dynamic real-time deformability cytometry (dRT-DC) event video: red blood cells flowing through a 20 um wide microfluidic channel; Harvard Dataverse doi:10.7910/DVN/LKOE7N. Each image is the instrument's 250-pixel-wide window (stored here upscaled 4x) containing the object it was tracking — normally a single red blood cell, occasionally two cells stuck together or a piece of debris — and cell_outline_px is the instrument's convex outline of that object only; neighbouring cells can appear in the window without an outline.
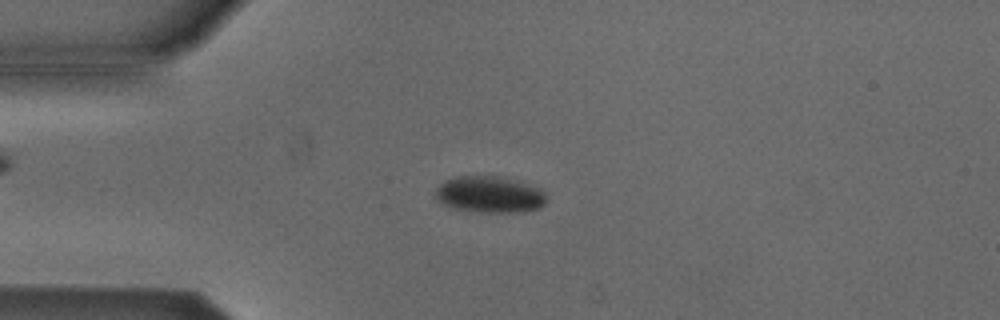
{"species": "Egyptian fruit bat (a non-hibernating species)", "species_latin": "Rousettus aegyptiacus", "temperature_condition": "cold", "stored_images_in_passage": 53, "camera_frame_rate_fps": 3000, "um_per_image_px": 0.085, "animal": {"sex": "male"}, "frame": {"image": 1, "passage_image": 13, "time_ms": 4.0, "image_size_px": [1000, 320], "cell_outline_px": [[548, 200], [540, 208], [524, 212], [468, 212], [452, 208], [444, 204], [436, 196], [436, 188], [444, 180], [456, 176], [500, 176], [540, 188], [544, 192]], "centroid_in_image_um": [41.63, 16.54], "position_along_channel_um": 43.4, "area_um2": 23.81}}
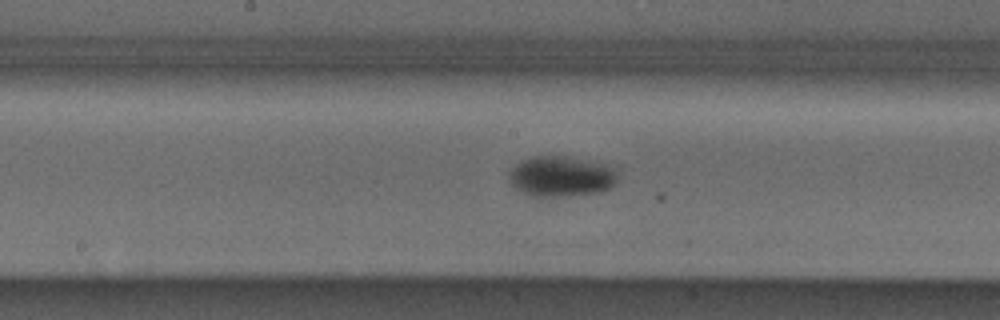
{"frame": {"image": 2, "passage_image": 27, "time_ms": 8.667, "image_size_px": [1000, 320], "cell_outline_px": [[616, 184], [600, 192], [564, 196], [532, 196], [516, 188], [512, 184], [512, 168], [516, 164], [532, 156], [564, 156], [604, 164], [616, 168]], "centroid_in_image_um": [47.75, 14.99], "position_along_channel_um": 200.5, "area_um2": 25.09}}
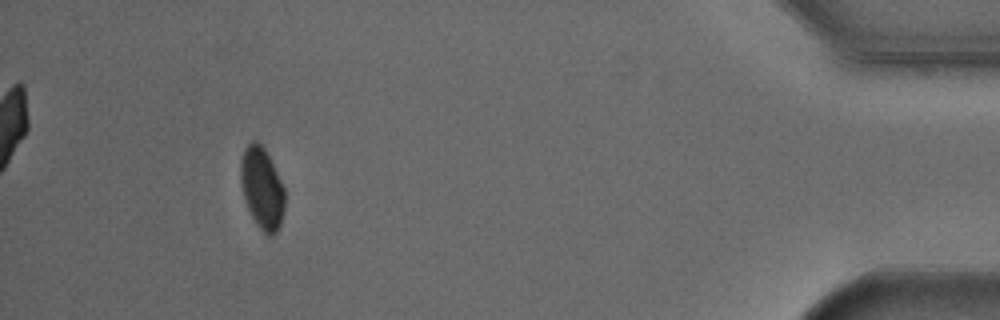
{"frame": {"image": 3, "passage_image": 49, "time_ms": 16.0, "image_size_px": [1000, 320], "cell_outline_px": [[284, 208], [280, 224], [276, 232], [272, 236], [268, 236], [256, 224], [244, 200], [240, 184], [240, 160], [244, 148], [252, 140], [256, 140], [264, 148], [284, 188]], "centroid_in_image_um": [22.23, 15.99], "position_along_channel_um": 413.0, "area_um2": 20.87}, "authors_computed_cell_mechanics": {"area_um2": 23.0622, "velocity_mm_per_s": 3.8077, "shape_relaxation_time_tau1_ms": 4.0296, "shape_relaxation_time_tau2_ms": null, "deformation_change_tau1": 0.0465, "deformation_change_tau2": null}}